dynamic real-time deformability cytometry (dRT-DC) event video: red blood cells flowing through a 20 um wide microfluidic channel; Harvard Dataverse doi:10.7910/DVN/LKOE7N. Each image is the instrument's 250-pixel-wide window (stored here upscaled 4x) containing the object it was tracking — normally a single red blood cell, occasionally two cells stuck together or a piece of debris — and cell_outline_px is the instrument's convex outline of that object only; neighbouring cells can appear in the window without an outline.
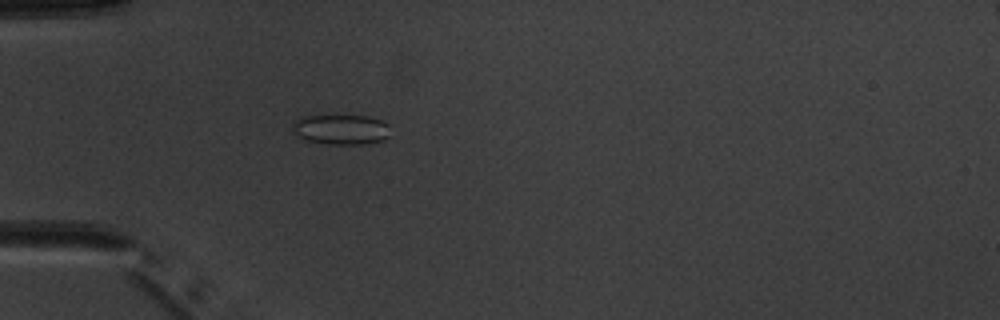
{"species": "common noctule bat (a hibernating species)", "species_latin": "Nyctalus noctula", "temperature_condition": "warm", "stored_images_in_passage": 5, "camera_frame_rate_fps": 3000, "um_per_image_px": 0.085, "animal": {"sex": "male", "body_mass_g": 20.1, "forearm_length_mm": 53.5}, "frame": {"image": 1, "passage_image": 5, "time_ms": 4.667, "image_size_px": [1000, 320], "cell_outline_px": [[388, 136], [384, 140], [368, 144], [324, 144], [308, 140], [292, 132], [292, 124], [300, 116], [368, 116], [380, 120], [388, 124]], "centroid_in_image_um": [28.98, 11.01], "position_along_channel_um": 56.0, "area_um2": 17.11}}